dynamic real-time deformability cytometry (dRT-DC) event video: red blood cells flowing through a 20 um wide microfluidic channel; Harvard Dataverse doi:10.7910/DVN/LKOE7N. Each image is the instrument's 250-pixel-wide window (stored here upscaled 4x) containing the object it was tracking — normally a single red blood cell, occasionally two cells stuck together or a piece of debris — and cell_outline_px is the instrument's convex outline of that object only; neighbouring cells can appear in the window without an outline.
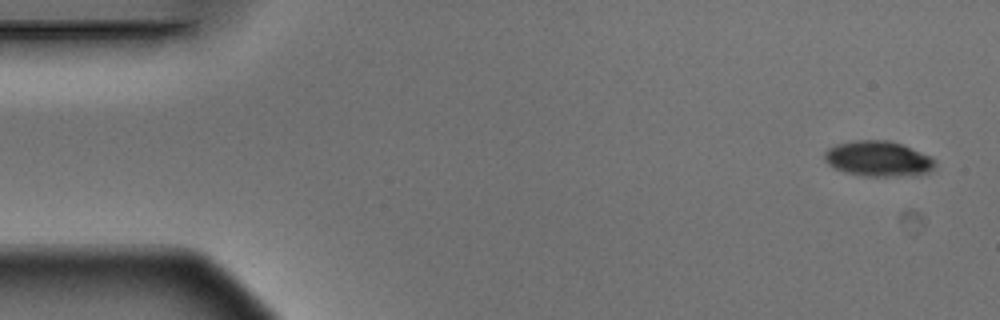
{"species": "Egyptian fruit bat (a non-hibernating species)", "species_latin": "Rousettus aegyptiacus", "temperature_condition": "warm", "stored_images_in_passage": 5, "camera_frame_rate_fps": 3000, "um_per_image_px": 0.085, "animal": {"sex": "male"}, "frame": {"image": 1, "passage_image": 1, "time_ms": 0.0, "image_size_px": [1000, 320], "cell_outline_px": [[936, 168], [928, 172], [916, 176], [864, 176], [844, 172], [832, 168], [824, 160], [824, 152], [828, 148], [836, 144], [852, 140], [888, 140], [904, 144], [932, 156], [936, 160]], "centroid_in_image_um": [74.68, 13.49], "position_along_channel_um": 10.3, "area_um2": 23.47}}
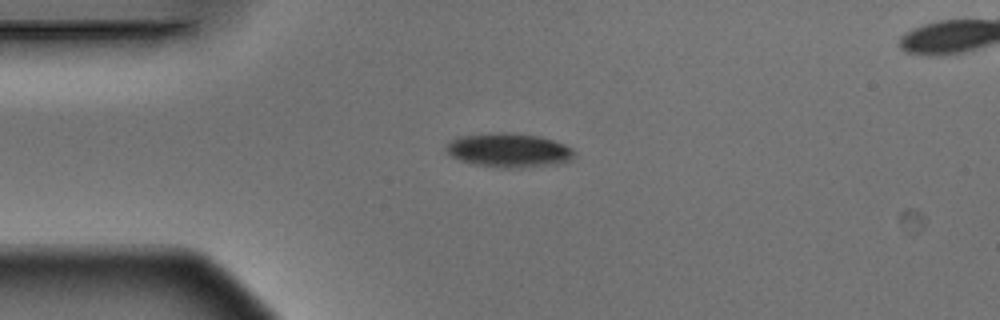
{"frame": {"image": 2, "passage_image": 4, "time_ms": 1.0, "image_size_px": [1000, 320], "cell_outline_px": [[576, 152], [572, 160], [556, 164], [520, 168], [500, 168], [472, 164], [460, 160], [452, 156], [444, 148], [452, 140], [460, 136], [500, 132], [508, 132], [540, 136], [564, 144], [572, 148]], "centroid_in_image_um": [43.28, 12.78], "position_along_channel_um": 41.7, "area_um2": 25.55}}